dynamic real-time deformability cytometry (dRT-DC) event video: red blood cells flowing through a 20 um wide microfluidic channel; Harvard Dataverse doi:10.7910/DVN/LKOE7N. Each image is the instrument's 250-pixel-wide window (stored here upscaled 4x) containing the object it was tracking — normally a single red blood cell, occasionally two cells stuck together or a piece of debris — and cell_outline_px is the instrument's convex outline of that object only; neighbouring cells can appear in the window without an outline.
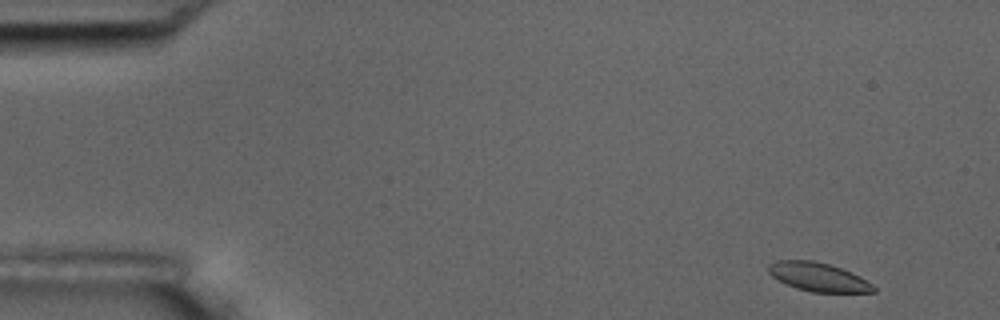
{"species": "common noctule bat (a hibernating species)", "species_latin": "Nyctalus noctula", "temperature_condition": "room temperature", "stored_images_in_passage": 11, "camera_frame_rate_fps": 3000, "um_per_image_px": 0.085, "animal": {"sex": "male", "body_mass_g": 17.5, "forearm_length_mm": 52.3}, "frame": {"image": 1, "passage_image": 1, "time_ms": 0.0, "image_size_px": [1000, 320], "cell_outline_px": [[876, 292], [812, 292], [796, 288], [772, 276], [768, 272], [768, 264], [776, 260], [812, 260], [828, 264], [852, 272], [860, 276], [872, 284], [876, 288]], "centroid_in_image_um": [69.56, 23.54], "position_along_channel_um": 15.4, "area_um2": 17.46}}
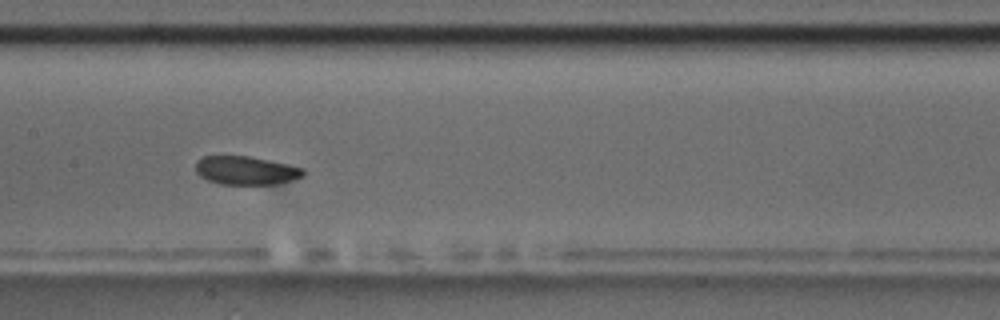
{"frame": {"image": 2, "passage_image": 8, "time_ms": 8.0, "image_size_px": [1000, 320], "cell_outline_px": [[304, 176], [276, 184], [220, 184], [208, 180], [200, 176], [196, 172], [196, 160], [204, 156], [248, 156], [304, 168]], "centroid_in_image_um": [20.87, 14.49], "position_along_channel_um": 186.5, "area_um2": 17.69}}
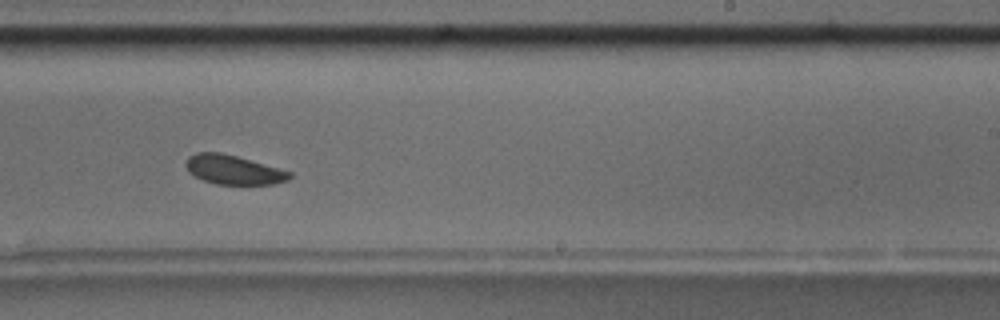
{"frame": {"image": 3, "passage_image": 10, "time_ms": 10.333, "image_size_px": [1000, 320], "cell_outline_px": [[292, 176], [288, 180], [272, 184], [216, 184], [204, 180], [188, 172], [184, 164], [188, 156], [196, 152], [220, 152], [236, 156], [292, 172]], "centroid_in_image_um": [19.81, 14.42], "position_along_channel_um": 269.2, "area_um2": 17.57}}